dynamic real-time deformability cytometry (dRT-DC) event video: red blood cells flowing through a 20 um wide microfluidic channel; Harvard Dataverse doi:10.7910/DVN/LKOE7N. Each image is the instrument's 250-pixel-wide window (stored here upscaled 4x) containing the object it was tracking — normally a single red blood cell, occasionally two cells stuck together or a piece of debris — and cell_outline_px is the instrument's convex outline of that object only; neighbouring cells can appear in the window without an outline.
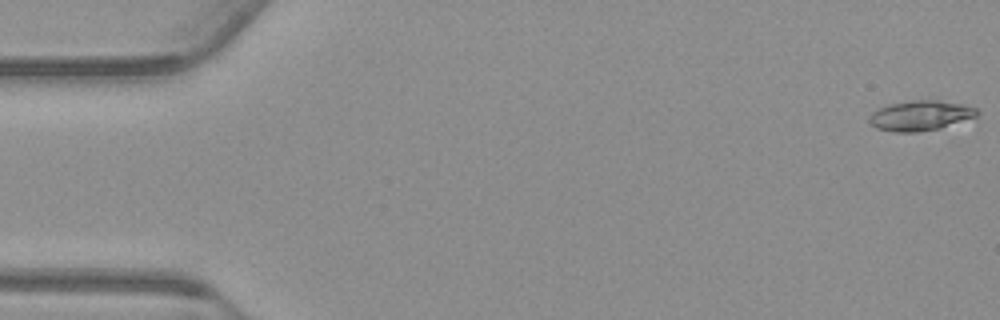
{"species": "common noctule bat (a hibernating species)", "species_latin": "Nyctalus noctula", "temperature_condition": "warm", "stored_images_in_passage": 14, "camera_frame_rate_fps": 3000, "um_per_image_px": 0.085, "animal": {"sex": "male", "body_mass_g": 23.1, "forearm_length_mm": 52.7}, "frame": {"image": 1, "passage_image": 1, "time_ms": 0.0, "image_size_px": [1000, 320], "cell_outline_px": [[980, 112], [976, 116], [940, 128], [920, 132], [892, 132], [876, 128], [868, 120], [872, 112], [888, 104], [912, 100], [940, 100], [964, 104], [976, 108]], "centroid_in_image_um": [78.23, 9.82], "position_along_channel_um": 6.8, "area_um2": 18.9}}